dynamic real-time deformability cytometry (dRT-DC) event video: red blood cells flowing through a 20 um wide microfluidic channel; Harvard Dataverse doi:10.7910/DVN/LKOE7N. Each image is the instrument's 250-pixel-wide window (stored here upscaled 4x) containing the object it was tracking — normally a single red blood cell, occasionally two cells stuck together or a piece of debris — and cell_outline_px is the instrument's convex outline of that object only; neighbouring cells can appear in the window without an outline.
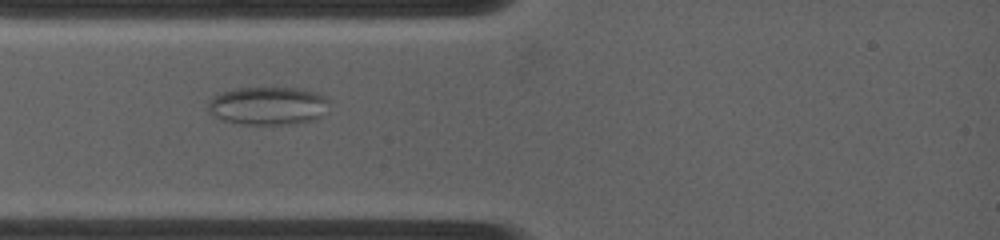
{"species": "common noctule bat (a hibernating species)", "species_latin": "Nyctalus noctula", "temperature_condition": "warm", "stored_images_in_passage": 56, "camera_frame_rate_fps": 4500, "um_per_image_px": 0.085, "animal": {"sex": "female", "body_mass_g": 19.0, "forearm_length_mm": 53.3}, "frame": {"image": 1, "passage_image": 1, "time_ms": 0.0, "image_size_px": [1000, 240], "cell_outline_px": [[328, 100], [324, 116], [316, 120], [296, 124], [240, 124], [220, 120], [212, 116], [208, 112], [208, 100], [212, 96], [220, 92], [240, 88], [304, 88], [316, 92], [324, 96]], "centroid_in_image_um": [22.76, 9.0], "position_along_channel_um": 62.2, "area_um2": 27.46}}
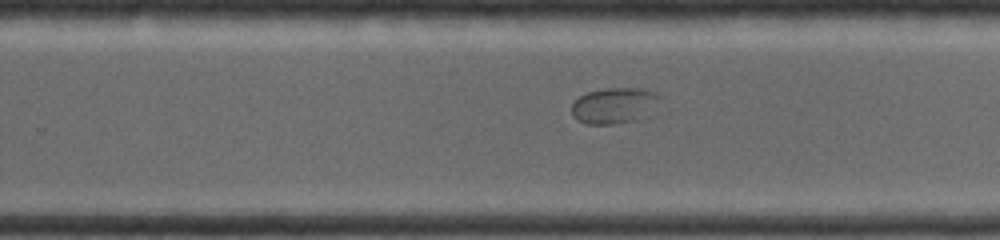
{"frame": {"image": 2, "passage_image": 26, "time_ms": 5.556, "image_size_px": [1000, 240], "cell_outline_px": [[660, 96], [632, 120], [612, 124], [588, 124], [572, 116], [572, 104], [580, 96], [588, 92], [604, 88], [644, 88], [656, 92]], "centroid_in_image_um": [52.05, 8.93], "position_along_channel_um": 277.7, "area_um2": 17.28}}
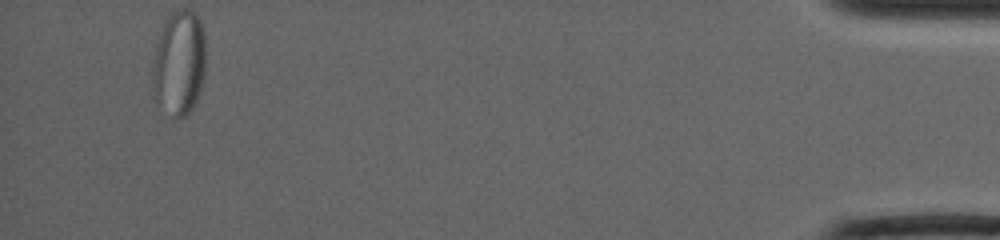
{"frame": {"image": 3, "passage_image": 56, "time_ms": 12.222, "image_size_px": [1000, 240], "cell_outline_px": [[204, 76], [200, 88], [188, 112], [184, 116], [176, 116], [152, 80], [152, 64], [156, 48], [160, 36], [168, 20], [176, 12], [192, 12], [200, 20], [204, 32]], "centroid_in_image_um": [15.29, 5.24], "position_along_channel_um": 419.9, "area_um2": 29.59}}